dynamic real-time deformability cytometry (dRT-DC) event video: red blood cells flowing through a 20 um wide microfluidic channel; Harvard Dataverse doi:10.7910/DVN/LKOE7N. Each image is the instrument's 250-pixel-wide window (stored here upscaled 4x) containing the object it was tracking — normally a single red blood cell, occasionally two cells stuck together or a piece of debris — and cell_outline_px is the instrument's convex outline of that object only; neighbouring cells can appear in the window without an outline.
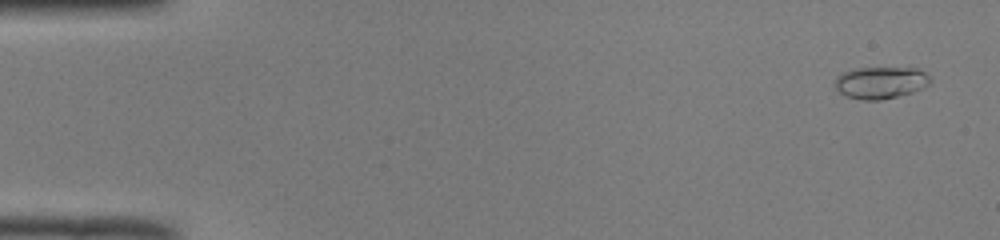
{"species": "common noctule bat (a hibernating species)", "species_latin": "Nyctalus noctula", "temperature_condition": "room temperature", "stored_images_in_passage": 16, "camera_frame_rate_fps": 3000, "um_per_image_px": 0.085, "animal": {"sex": "male", "body_mass_g": 19.0, "forearm_length_mm": 50.8}, "frame": {"image": 1, "passage_image": 3, "time_ms": 0.667, "image_size_px": [1000, 240], "cell_outline_px": [[932, 80], [928, 84], [912, 92], [880, 100], [860, 100], [844, 96], [836, 88], [836, 76], [840, 72], [852, 68], [916, 68], [924, 72]], "centroid_in_image_um": [74.79, 7.01], "position_along_channel_um": 10.2, "area_um2": 17.74}}